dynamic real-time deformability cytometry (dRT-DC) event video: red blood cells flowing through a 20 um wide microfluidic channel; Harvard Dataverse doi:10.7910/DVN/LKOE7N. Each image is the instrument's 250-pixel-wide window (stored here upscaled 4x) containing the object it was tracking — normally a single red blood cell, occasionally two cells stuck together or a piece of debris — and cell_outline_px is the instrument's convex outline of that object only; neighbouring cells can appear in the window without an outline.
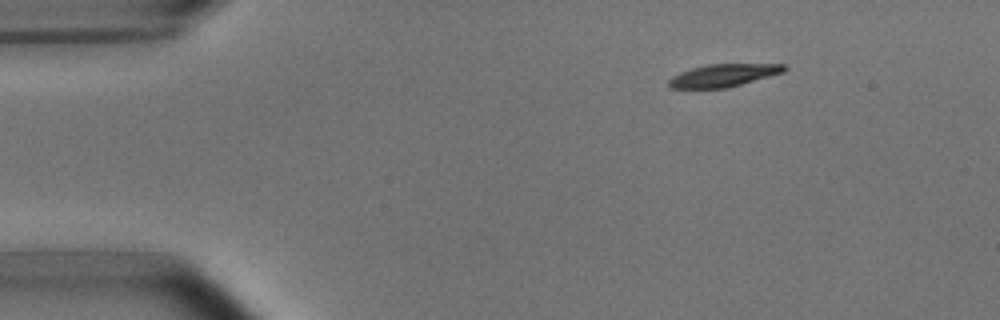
{"species": "common noctule bat (a hibernating species)", "species_latin": "Nyctalus noctula", "temperature_condition": "room temperature", "stored_images_in_passage": 4, "camera_frame_rate_fps": 3000, "um_per_image_px": 0.085, "animal": {"sex": "male", "body_mass_g": 15.6}, "frame": {"image": 1, "passage_image": 1, "time_ms": 0.0, "image_size_px": [1000, 320], "cell_outline_px": [[788, 68], [784, 72], [728, 88], [668, 88], [668, 80], [672, 76], [680, 72], [692, 68], [708, 64], [784, 64]], "centroid_in_image_um": [61.48, 6.41], "position_along_channel_um": 23.5, "area_um2": 15.26}}
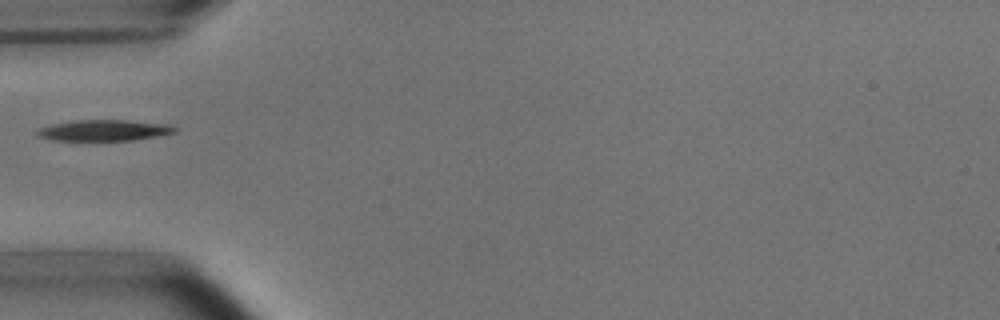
{"frame": {"image": 2, "passage_image": 3, "time_ms": 3.333, "image_size_px": [1000, 320], "cell_outline_px": [[176, 132], [156, 136], [132, 140], [52, 140], [36, 136], [36, 128], [52, 124], [72, 120], [128, 120], [168, 124], [176, 128]], "centroid_in_image_um": [8.78, 11.07], "position_along_channel_um": 76.2, "area_um2": 16.88}}